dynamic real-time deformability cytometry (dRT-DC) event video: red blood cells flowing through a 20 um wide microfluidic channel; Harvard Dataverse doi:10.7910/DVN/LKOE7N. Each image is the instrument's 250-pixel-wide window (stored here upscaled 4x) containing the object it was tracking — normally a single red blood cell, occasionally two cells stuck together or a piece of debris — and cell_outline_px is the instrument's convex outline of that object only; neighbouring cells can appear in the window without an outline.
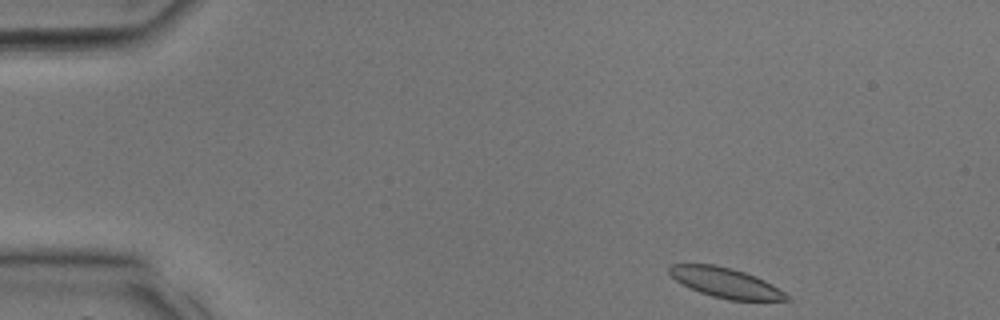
{"species": "common noctule bat (a hibernating species)", "species_latin": "Nyctalus noctula", "temperature_condition": "room temperature", "stored_images_in_passage": 9, "camera_frame_rate_fps": 3000, "um_per_image_px": 0.085, "animal": {"sex": "male", "body_mass_g": 17.9, "forearm_length_mm": 54.2}, "frame": {"image": 1, "passage_image": 1, "time_ms": 0.0, "image_size_px": [1000, 320], "cell_outline_px": [[792, 300], [728, 300], [712, 296], [688, 288], [676, 280], [668, 272], [668, 264], [712, 264], [732, 268], [756, 276], [772, 284], [784, 292]], "centroid_in_image_um": [61.64, 24.02], "position_along_channel_um": 23.4, "area_um2": 20.4}}
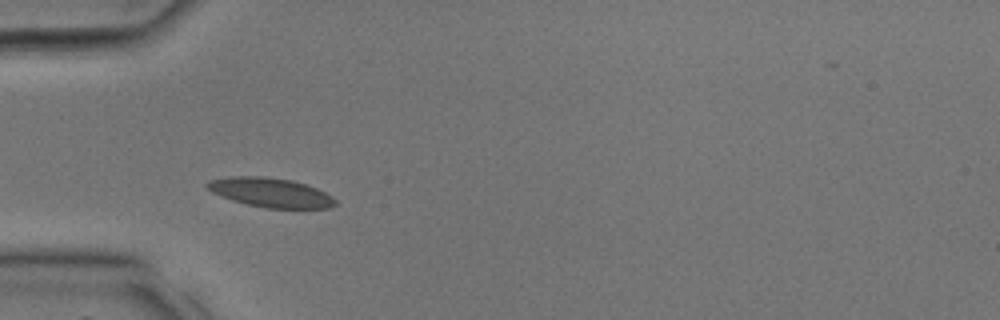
{"frame": {"image": 2, "passage_image": 7, "time_ms": 2.0, "image_size_px": [1000, 320], "cell_outline_px": [[336, 204], [328, 208], [264, 208], [232, 200], [212, 192], [204, 184], [208, 180], [232, 176], [260, 176], [292, 180], [316, 188], [332, 196], [336, 200]], "centroid_in_image_um": [22.98, 16.36], "position_along_channel_um": 62.0, "area_um2": 21.73}}